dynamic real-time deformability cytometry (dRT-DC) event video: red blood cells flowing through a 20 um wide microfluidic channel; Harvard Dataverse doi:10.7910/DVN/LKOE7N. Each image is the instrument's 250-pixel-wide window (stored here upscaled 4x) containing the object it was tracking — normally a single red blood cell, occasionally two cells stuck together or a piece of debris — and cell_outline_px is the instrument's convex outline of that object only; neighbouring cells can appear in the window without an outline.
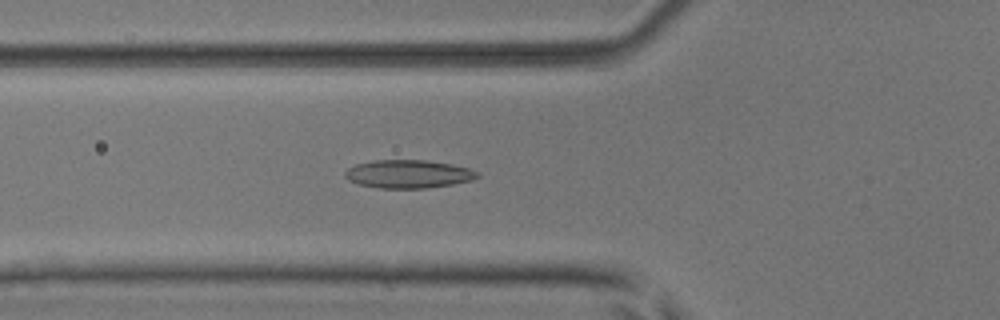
{"species": "common noctule bat (a hibernating species)", "species_latin": "Nyctalus noctula", "temperature_condition": "room temperature", "stored_images_in_passage": 41, "camera_frame_rate_fps": 3000, "um_per_image_px": 0.085, "animal": {"sex": "male", "body_mass_g": 17.9, "forearm_length_mm": 54.2}, "frame": {"image": 1, "passage_image": 12, "time_ms": 3.667, "image_size_px": [1000, 320], "cell_outline_px": [[480, 176], [472, 180], [452, 184], [428, 188], [380, 188], [360, 184], [348, 180], [344, 176], [344, 172], [348, 168], [356, 164], [376, 160], [424, 160], [452, 164], [468, 168], [480, 172]], "centroid_in_image_um": [34.72, 14.79], "position_along_channel_um": 91.1, "area_um2": 21.73}}
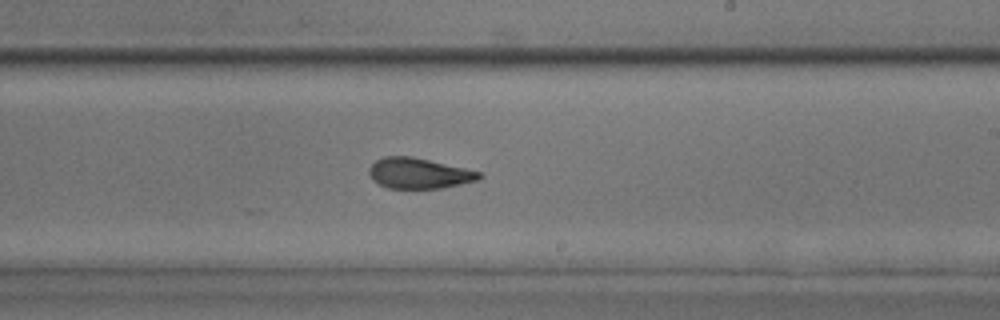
{"frame": {"image": 2, "passage_image": 24, "time_ms": 7.667, "image_size_px": [1000, 320], "cell_outline_px": [[484, 176], [476, 180], [460, 184], [440, 188], [388, 188], [372, 180], [368, 172], [368, 168], [376, 160], [384, 156], [412, 156], [464, 168], [480, 172]], "centroid_in_image_um": [35.57, 14.72], "position_along_channel_um": 253.4, "area_um2": 19.48}}
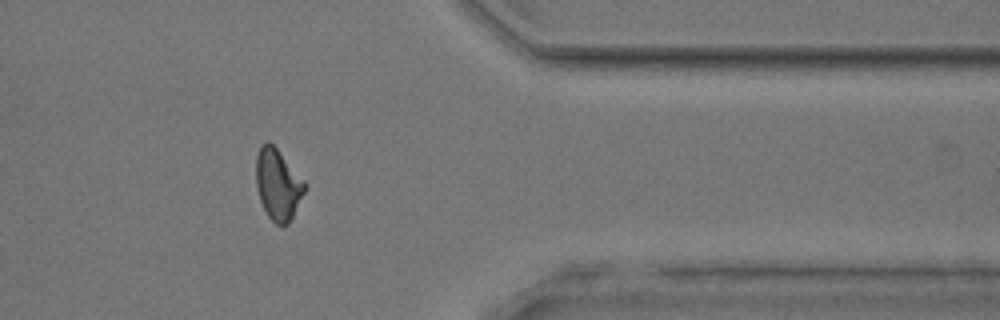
{"frame": {"image": 3, "passage_image": 35, "time_ms": 11.333, "image_size_px": [1000, 320], "cell_outline_px": [[308, 184], [288, 224], [276, 224], [268, 216], [260, 200], [256, 184], [256, 156], [260, 144], [268, 140], [276, 148]], "centroid_in_image_um": [23.61, 15.64], "position_along_channel_um": 387.8, "area_um2": 19.94}}